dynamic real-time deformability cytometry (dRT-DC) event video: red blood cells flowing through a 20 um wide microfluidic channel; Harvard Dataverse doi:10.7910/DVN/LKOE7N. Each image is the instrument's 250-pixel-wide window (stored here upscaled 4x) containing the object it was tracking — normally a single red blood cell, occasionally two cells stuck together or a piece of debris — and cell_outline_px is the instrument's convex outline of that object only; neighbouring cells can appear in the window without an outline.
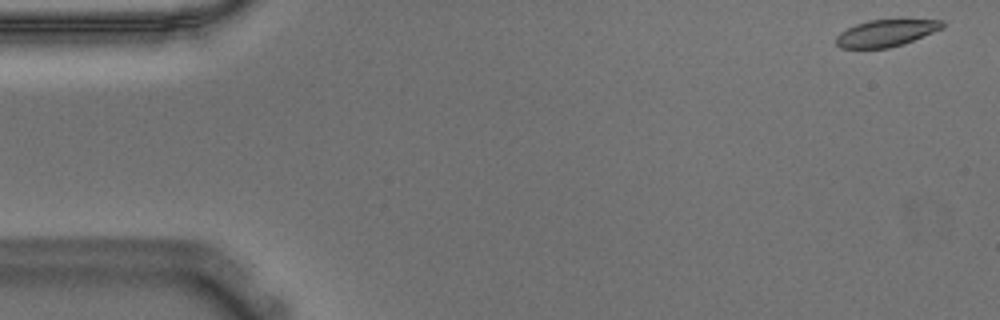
{"species": "Egyptian fruit bat (a non-hibernating species)", "species_latin": "Rousettus aegyptiacus", "temperature_condition": "warm", "stored_images_in_passage": 54, "camera_frame_rate_fps": 3000, "um_per_image_px": 0.085, "animal": {"sex": "male"}, "frame": {"image": 1, "passage_image": 1, "time_ms": 0.0, "image_size_px": [1000, 320], "cell_outline_px": [[944, 28], [904, 44], [888, 48], [840, 48], [836, 44], [836, 36], [840, 32], [856, 24], [868, 20], [900, 16], [944, 20]], "centroid_in_image_um": [75.41, 2.74], "position_along_channel_um": 9.6, "area_um2": 17.69}}
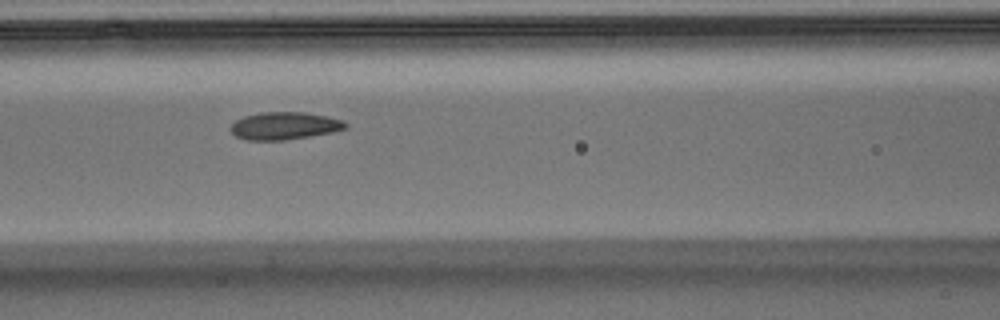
{"frame": {"image": 2, "passage_image": 22, "time_ms": 7.0, "image_size_px": [1000, 320], "cell_outline_px": [[348, 128], [332, 132], [284, 140], [244, 140], [236, 136], [228, 128], [236, 120], [244, 116], [260, 112], [304, 112], [344, 120], [348, 124]], "centroid_in_image_um": [24.16, 10.69], "position_along_channel_um": 142.4, "area_um2": 18.44}}
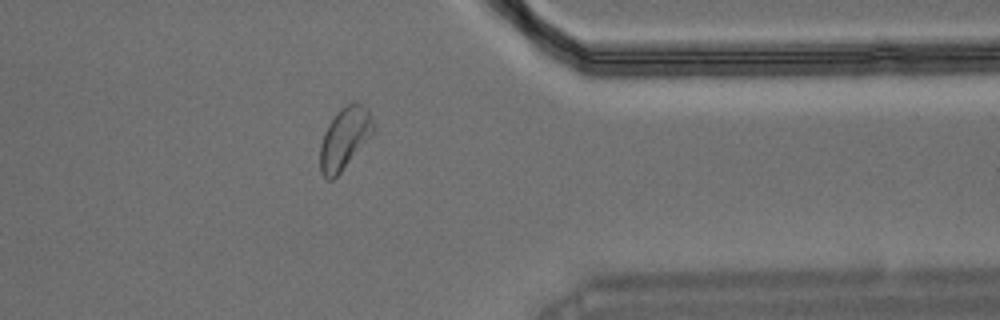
{"frame": {"image": 3, "passage_image": 43, "time_ms": 14.0, "image_size_px": [1000, 320], "cell_outline_px": [[376, 132], [340, 172], [332, 180], [328, 180], [320, 172], [320, 144], [324, 132], [328, 124], [336, 112], [340, 108], [352, 100], [356, 100], [368, 108], [376, 128]], "centroid_in_image_um": [29.32, 11.7], "position_along_channel_um": 382.1, "area_um2": 19.65}, "authors_computed_cell_mechanics": {"area_um2": 18.6116, "velocity_mm_per_s": 3.6117, "shape_relaxation_time_tau1_ms": 5.886, "shape_relaxation_time_tau2_ms": 2.2377, "deformation_change_tau1": 0.1277, "deformation_change_tau2": 0.0679}}